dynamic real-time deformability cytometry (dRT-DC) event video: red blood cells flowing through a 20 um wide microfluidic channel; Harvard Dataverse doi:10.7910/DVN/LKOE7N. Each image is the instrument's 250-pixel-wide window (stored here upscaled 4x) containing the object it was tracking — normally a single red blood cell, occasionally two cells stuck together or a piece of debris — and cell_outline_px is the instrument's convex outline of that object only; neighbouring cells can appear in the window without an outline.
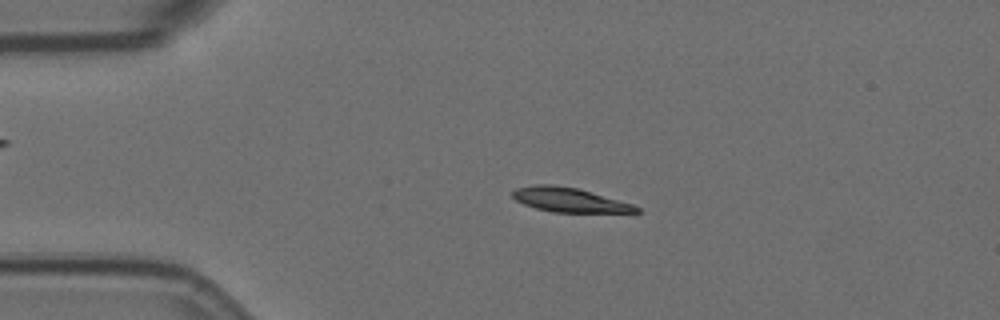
{"species": "Egyptian fruit bat (a non-hibernating species)", "species_latin": "Rousettus aegyptiacus", "temperature_condition": "room temperature", "stored_images_in_passage": 3, "camera_frame_rate_fps": 3000, "um_per_image_px": 0.085, "animal": {"sex": "female"}, "frame": {"image": 1, "passage_image": 2, "time_ms": 0.333, "image_size_px": [1000, 320], "cell_outline_px": [[640, 212], [552, 212], [536, 208], [524, 204], [516, 200], [512, 196], [512, 192], [516, 188], [532, 184], [552, 184], [580, 188], [632, 204], [640, 208]], "centroid_in_image_um": [48.37, 16.97], "position_along_channel_um": 36.6, "area_um2": 17.57}}